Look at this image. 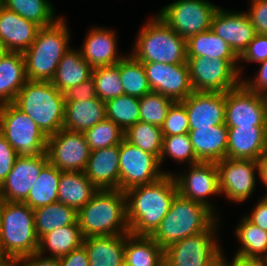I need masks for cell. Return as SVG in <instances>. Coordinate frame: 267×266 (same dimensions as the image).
<instances>
[{
	"instance_id": "6da1fadb",
	"label": "cell",
	"mask_w": 267,
	"mask_h": 266,
	"mask_svg": "<svg viewBox=\"0 0 267 266\" xmlns=\"http://www.w3.org/2000/svg\"><path fill=\"white\" fill-rule=\"evenodd\" d=\"M177 193L178 188L173 174H166L153 183L126 190L130 234L151 236L167 215Z\"/></svg>"
},
{
	"instance_id": "7a4b0ae2",
	"label": "cell",
	"mask_w": 267,
	"mask_h": 266,
	"mask_svg": "<svg viewBox=\"0 0 267 266\" xmlns=\"http://www.w3.org/2000/svg\"><path fill=\"white\" fill-rule=\"evenodd\" d=\"M77 213L83 238L130 233L126 195L119 189L98 190Z\"/></svg>"
},
{
	"instance_id": "3957f363",
	"label": "cell",
	"mask_w": 267,
	"mask_h": 266,
	"mask_svg": "<svg viewBox=\"0 0 267 266\" xmlns=\"http://www.w3.org/2000/svg\"><path fill=\"white\" fill-rule=\"evenodd\" d=\"M216 221L219 222L218 216L209 208L178 192L167 215L150 237L164 250L186 237L207 231Z\"/></svg>"
},
{
	"instance_id": "277c9868",
	"label": "cell",
	"mask_w": 267,
	"mask_h": 266,
	"mask_svg": "<svg viewBox=\"0 0 267 266\" xmlns=\"http://www.w3.org/2000/svg\"><path fill=\"white\" fill-rule=\"evenodd\" d=\"M14 104L27 114L47 136L63 128L65 98L51 81L28 80Z\"/></svg>"
},
{
	"instance_id": "5b68a950",
	"label": "cell",
	"mask_w": 267,
	"mask_h": 266,
	"mask_svg": "<svg viewBox=\"0 0 267 266\" xmlns=\"http://www.w3.org/2000/svg\"><path fill=\"white\" fill-rule=\"evenodd\" d=\"M69 29L61 17L48 27H41L35 41L23 53L28 80L51 81L63 55L70 49Z\"/></svg>"
},
{
	"instance_id": "8992f818",
	"label": "cell",
	"mask_w": 267,
	"mask_h": 266,
	"mask_svg": "<svg viewBox=\"0 0 267 266\" xmlns=\"http://www.w3.org/2000/svg\"><path fill=\"white\" fill-rule=\"evenodd\" d=\"M1 221L0 258L20 259L38 251L33 209L24 202L1 200Z\"/></svg>"
},
{
	"instance_id": "52a82bcc",
	"label": "cell",
	"mask_w": 267,
	"mask_h": 266,
	"mask_svg": "<svg viewBox=\"0 0 267 266\" xmlns=\"http://www.w3.org/2000/svg\"><path fill=\"white\" fill-rule=\"evenodd\" d=\"M138 32L130 54L140 61L165 64L187 62L186 39L179 36L158 15L149 19Z\"/></svg>"
},
{
	"instance_id": "ba28073f",
	"label": "cell",
	"mask_w": 267,
	"mask_h": 266,
	"mask_svg": "<svg viewBox=\"0 0 267 266\" xmlns=\"http://www.w3.org/2000/svg\"><path fill=\"white\" fill-rule=\"evenodd\" d=\"M0 133L18 155L46 153L47 136L14 103L0 105Z\"/></svg>"
},
{
	"instance_id": "9c48e42d",
	"label": "cell",
	"mask_w": 267,
	"mask_h": 266,
	"mask_svg": "<svg viewBox=\"0 0 267 266\" xmlns=\"http://www.w3.org/2000/svg\"><path fill=\"white\" fill-rule=\"evenodd\" d=\"M238 61L239 59H209L204 56L187 57L193 90L226 93L236 88L242 81L243 71V66H237Z\"/></svg>"
},
{
	"instance_id": "30bf717a",
	"label": "cell",
	"mask_w": 267,
	"mask_h": 266,
	"mask_svg": "<svg viewBox=\"0 0 267 266\" xmlns=\"http://www.w3.org/2000/svg\"><path fill=\"white\" fill-rule=\"evenodd\" d=\"M216 221L207 231L186 237L164 249V266H209L221 254Z\"/></svg>"
},
{
	"instance_id": "8fae6325",
	"label": "cell",
	"mask_w": 267,
	"mask_h": 266,
	"mask_svg": "<svg viewBox=\"0 0 267 266\" xmlns=\"http://www.w3.org/2000/svg\"><path fill=\"white\" fill-rule=\"evenodd\" d=\"M218 8L208 0H177L161 8L157 15L179 36L187 39L210 30Z\"/></svg>"
},
{
	"instance_id": "7c38bea8",
	"label": "cell",
	"mask_w": 267,
	"mask_h": 266,
	"mask_svg": "<svg viewBox=\"0 0 267 266\" xmlns=\"http://www.w3.org/2000/svg\"><path fill=\"white\" fill-rule=\"evenodd\" d=\"M119 190L150 184L170 172L162 171L159 159L129 143L125 138L119 145Z\"/></svg>"
},
{
	"instance_id": "4fadbf2b",
	"label": "cell",
	"mask_w": 267,
	"mask_h": 266,
	"mask_svg": "<svg viewBox=\"0 0 267 266\" xmlns=\"http://www.w3.org/2000/svg\"><path fill=\"white\" fill-rule=\"evenodd\" d=\"M46 153L49 162L60 171L84 172L90 149L84 133L62 128L47 137Z\"/></svg>"
},
{
	"instance_id": "5bb4252c",
	"label": "cell",
	"mask_w": 267,
	"mask_h": 266,
	"mask_svg": "<svg viewBox=\"0 0 267 266\" xmlns=\"http://www.w3.org/2000/svg\"><path fill=\"white\" fill-rule=\"evenodd\" d=\"M227 127L267 125V96L249 90L242 82L225 93Z\"/></svg>"
},
{
	"instance_id": "9a60e30c",
	"label": "cell",
	"mask_w": 267,
	"mask_h": 266,
	"mask_svg": "<svg viewBox=\"0 0 267 266\" xmlns=\"http://www.w3.org/2000/svg\"><path fill=\"white\" fill-rule=\"evenodd\" d=\"M220 194L229 201L245 202L255 191L256 174L259 177L257 160L224 158L217 161ZM257 170V171H255Z\"/></svg>"
},
{
	"instance_id": "2e32d148",
	"label": "cell",
	"mask_w": 267,
	"mask_h": 266,
	"mask_svg": "<svg viewBox=\"0 0 267 266\" xmlns=\"http://www.w3.org/2000/svg\"><path fill=\"white\" fill-rule=\"evenodd\" d=\"M188 166V173L181 172L178 176L173 173L178 192L182 196L206 206L216 215V210L208 199L209 195L220 193L216 162H199Z\"/></svg>"
},
{
	"instance_id": "e0dca14e",
	"label": "cell",
	"mask_w": 267,
	"mask_h": 266,
	"mask_svg": "<svg viewBox=\"0 0 267 266\" xmlns=\"http://www.w3.org/2000/svg\"><path fill=\"white\" fill-rule=\"evenodd\" d=\"M152 92L167 96L175 102L185 100L194 90L187 62L184 64L143 63Z\"/></svg>"
},
{
	"instance_id": "ac0fdd59",
	"label": "cell",
	"mask_w": 267,
	"mask_h": 266,
	"mask_svg": "<svg viewBox=\"0 0 267 266\" xmlns=\"http://www.w3.org/2000/svg\"><path fill=\"white\" fill-rule=\"evenodd\" d=\"M49 162L47 153L40 155H19L0 185V199L8 202H23L42 168Z\"/></svg>"
},
{
	"instance_id": "d6986e66",
	"label": "cell",
	"mask_w": 267,
	"mask_h": 266,
	"mask_svg": "<svg viewBox=\"0 0 267 266\" xmlns=\"http://www.w3.org/2000/svg\"><path fill=\"white\" fill-rule=\"evenodd\" d=\"M211 29L230 45L238 57L256 35L247 12H233L220 7L212 18Z\"/></svg>"
},
{
	"instance_id": "ffe728a7",
	"label": "cell",
	"mask_w": 267,
	"mask_h": 266,
	"mask_svg": "<svg viewBox=\"0 0 267 266\" xmlns=\"http://www.w3.org/2000/svg\"><path fill=\"white\" fill-rule=\"evenodd\" d=\"M189 129L225 124V93L193 91L185 100Z\"/></svg>"
},
{
	"instance_id": "44dd1931",
	"label": "cell",
	"mask_w": 267,
	"mask_h": 266,
	"mask_svg": "<svg viewBox=\"0 0 267 266\" xmlns=\"http://www.w3.org/2000/svg\"><path fill=\"white\" fill-rule=\"evenodd\" d=\"M227 128L226 158L258 160L267 148V125Z\"/></svg>"
},
{
	"instance_id": "7402d4cb",
	"label": "cell",
	"mask_w": 267,
	"mask_h": 266,
	"mask_svg": "<svg viewBox=\"0 0 267 266\" xmlns=\"http://www.w3.org/2000/svg\"><path fill=\"white\" fill-rule=\"evenodd\" d=\"M41 27L15 12L0 7V41L8 52L24 53Z\"/></svg>"
},
{
	"instance_id": "603a6c76",
	"label": "cell",
	"mask_w": 267,
	"mask_h": 266,
	"mask_svg": "<svg viewBox=\"0 0 267 266\" xmlns=\"http://www.w3.org/2000/svg\"><path fill=\"white\" fill-rule=\"evenodd\" d=\"M119 161V145L92 150L84 173L98 190L119 189Z\"/></svg>"
},
{
	"instance_id": "cb8c5ba5",
	"label": "cell",
	"mask_w": 267,
	"mask_h": 266,
	"mask_svg": "<svg viewBox=\"0 0 267 266\" xmlns=\"http://www.w3.org/2000/svg\"><path fill=\"white\" fill-rule=\"evenodd\" d=\"M87 34L80 52L92 68L117 64L124 57L117 53V36L111 28L94 27Z\"/></svg>"
},
{
	"instance_id": "d4e9b609",
	"label": "cell",
	"mask_w": 267,
	"mask_h": 266,
	"mask_svg": "<svg viewBox=\"0 0 267 266\" xmlns=\"http://www.w3.org/2000/svg\"><path fill=\"white\" fill-rule=\"evenodd\" d=\"M188 135L201 162H217L226 158L228 128L225 124L189 130Z\"/></svg>"
},
{
	"instance_id": "484cf974",
	"label": "cell",
	"mask_w": 267,
	"mask_h": 266,
	"mask_svg": "<svg viewBox=\"0 0 267 266\" xmlns=\"http://www.w3.org/2000/svg\"><path fill=\"white\" fill-rule=\"evenodd\" d=\"M106 118V104L98 97L85 101H65L63 128L84 133Z\"/></svg>"
},
{
	"instance_id": "4316f807",
	"label": "cell",
	"mask_w": 267,
	"mask_h": 266,
	"mask_svg": "<svg viewBox=\"0 0 267 266\" xmlns=\"http://www.w3.org/2000/svg\"><path fill=\"white\" fill-rule=\"evenodd\" d=\"M124 235L91 236L83 238L89 266H123Z\"/></svg>"
},
{
	"instance_id": "83f0119b",
	"label": "cell",
	"mask_w": 267,
	"mask_h": 266,
	"mask_svg": "<svg viewBox=\"0 0 267 266\" xmlns=\"http://www.w3.org/2000/svg\"><path fill=\"white\" fill-rule=\"evenodd\" d=\"M27 81L23 53L7 52L0 61V105L14 103Z\"/></svg>"
},
{
	"instance_id": "f1b7e54d",
	"label": "cell",
	"mask_w": 267,
	"mask_h": 266,
	"mask_svg": "<svg viewBox=\"0 0 267 266\" xmlns=\"http://www.w3.org/2000/svg\"><path fill=\"white\" fill-rule=\"evenodd\" d=\"M92 70L90 64L82 57L80 49L70 47L60 60L51 83L64 93L90 78Z\"/></svg>"
},
{
	"instance_id": "f546056e",
	"label": "cell",
	"mask_w": 267,
	"mask_h": 266,
	"mask_svg": "<svg viewBox=\"0 0 267 266\" xmlns=\"http://www.w3.org/2000/svg\"><path fill=\"white\" fill-rule=\"evenodd\" d=\"M98 188L84 172L61 171L58 186V202L75 208L77 211L86 205Z\"/></svg>"
},
{
	"instance_id": "4dcf8cb0",
	"label": "cell",
	"mask_w": 267,
	"mask_h": 266,
	"mask_svg": "<svg viewBox=\"0 0 267 266\" xmlns=\"http://www.w3.org/2000/svg\"><path fill=\"white\" fill-rule=\"evenodd\" d=\"M123 265L164 266V250L150 236L125 234Z\"/></svg>"
},
{
	"instance_id": "1f68e13d",
	"label": "cell",
	"mask_w": 267,
	"mask_h": 266,
	"mask_svg": "<svg viewBox=\"0 0 267 266\" xmlns=\"http://www.w3.org/2000/svg\"><path fill=\"white\" fill-rule=\"evenodd\" d=\"M78 213L73 207L55 202L34 209V225L39 240L47 233L68 225H78Z\"/></svg>"
},
{
	"instance_id": "d6a6232c",
	"label": "cell",
	"mask_w": 267,
	"mask_h": 266,
	"mask_svg": "<svg viewBox=\"0 0 267 266\" xmlns=\"http://www.w3.org/2000/svg\"><path fill=\"white\" fill-rule=\"evenodd\" d=\"M187 57L204 56L209 59H239L230 45L212 30L192 35L186 39Z\"/></svg>"
},
{
	"instance_id": "836d02e7",
	"label": "cell",
	"mask_w": 267,
	"mask_h": 266,
	"mask_svg": "<svg viewBox=\"0 0 267 266\" xmlns=\"http://www.w3.org/2000/svg\"><path fill=\"white\" fill-rule=\"evenodd\" d=\"M83 243V237L79 225H68L45 234L39 240L38 253L48 257H63L72 250L79 248Z\"/></svg>"
},
{
	"instance_id": "e575fe53",
	"label": "cell",
	"mask_w": 267,
	"mask_h": 266,
	"mask_svg": "<svg viewBox=\"0 0 267 266\" xmlns=\"http://www.w3.org/2000/svg\"><path fill=\"white\" fill-rule=\"evenodd\" d=\"M61 171L48 162L41 170L27 198L23 201L31 209L58 202Z\"/></svg>"
},
{
	"instance_id": "d590c367",
	"label": "cell",
	"mask_w": 267,
	"mask_h": 266,
	"mask_svg": "<svg viewBox=\"0 0 267 266\" xmlns=\"http://www.w3.org/2000/svg\"><path fill=\"white\" fill-rule=\"evenodd\" d=\"M234 232L242 246L235 255L267 259V231L244 216Z\"/></svg>"
},
{
	"instance_id": "8d00e7d4",
	"label": "cell",
	"mask_w": 267,
	"mask_h": 266,
	"mask_svg": "<svg viewBox=\"0 0 267 266\" xmlns=\"http://www.w3.org/2000/svg\"><path fill=\"white\" fill-rule=\"evenodd\" d=\"M3 7L40 27L51 26L61 18L55 16L54 6L49 0H3Z\"/></svg>"
},
{
	"instance_id": "74e56055",
	"label": "cell",
	"mask_w": 267,
	"mask_h": 266,
	"mask_svg": "<svg viewBox=\"0 0 267 266\" xmlns=\"http://www.w3.org/2000/svg\"><path fill=\"white\" fill-rule=\"evenodd\" d=\"M119 73L125 95L141 98L152 92L143 63L131 54L119 61Z\"/></svg>"
},
{
	"instance_id": "f35d334b",
	"label": "cell",
	"mask_w": 267,
	"mask_h": 266,
	"mask_svg": "<svg viewBox=\"0 0 267 266\" xmlns=\"http://www.w3.org/2000/svg\"><path fill=\"white\" fill-rule=\"evenodd\" d=\"M124 138L145 152L160 158L163 147L161 127L138 121L125 131Z\"/></svg>"
},
{
	"instance_id": "ab89813d",
	"label": "cell",
	"mask_w": 267,
	"mask_h": 266,
	"mask_svg": "<svg viewBox=\"0 0 267 266\" xmlns=\"http://www.w3.org/2000/svg\"><path fill=\"white\" fill-rule=\"evenodd\" d=\"M106 118L112 120L124 132L140 121L139 98L121 95L106 103Z\"/></svg>"
},
{
	"instance_id": "60d3db41",
	"label": "cell",
	"mask_w": 267,
	"mask_h": 266,
	"mask_svg": "<svg viewBox=\"0 0 267 266\" xmlns=\"http://www.w3.org/2000/svg\"><path fill=\"white\" fill-rule=\"evenodd\" d=\"M92 77L95 81L96 95L105 103L124 95L119 73V62L114 65L93 68Z\"/></svg>"
},
{
	"instance_id": "b9f144b4",
	"label": "cell",
	"mask_w": 267,
	"mask_h": 266,
	"mask_svg": "<svg viewBox=\"0 0 267 266\" xmlns=\"http://www.w3.org/2000/svg\"><path fill=\"white\" fill-rule=\"evenodd\" d=\"M90 151L120 145L125 132L112 120L105 118L84 132Z\"/></svg>"
},
{
	"instance_id": "7bdbcfd3",
	"label": "cell",
	"mask_w": 267,
	"mask_h": 266,
	"mask_svg": "<svg viewBox=\"0 0 267 266\" xmlns=\"http://www.w3.org/2000/svg\"><path fill=\"white\" fill-rule=\"evenodd\" d=\"M174 103L172 99L156 92L145 94L139 98L140 121L161 127Z\"/></svg>"
},
{
	"instance_id": "ee69618b",
	"label": "cell",
	"mask_w": 267,
	"mask_h": 266,
	"mask_svg": "<svg viewBox=\"0 0 267 266\" xmlns=\"http://www.w3.org/2000/svg\"><path fill=\"white\" fill-rule=\"evenodd\" d=\"M166 156L171 157L180 164L187 162L192 165L201 162L196 157L188 133L163 136L162 153L159 158L160 165Z\"/></svg>"
},
{
	"instance_id": "f6af8a7d",
	"label": "cell",
	"mask_w": 267,
	"mask_h": 266,
	"mask_svg": "<svg viewBox=\"0 0 267 266\" xmlns=\"http://www.w3.org/2000/svg\"><path fill=\"white\" fill-rule=\"evenodd\" d=\"M189 130L186 108L181 102H175L161 125L162 134L163 136L186 134Z\"/></svg>"
},
{
	"instance_id": "bcb514c9",
	"label": "cell",
	"mask_w": 267,
	"mask_h": 266,
	"mask_svg": "<svg viewBox=\"0 0 267 266\" xmlns=\"http://www.w3.org/2000/svg\"><path fill=\"white\" fill-rule=\"evenodd\" d=\"M267 59V35L256 34L249 43L247 49L239 57L240 60L247 62L261 63Z\"/></svg>"
},
{
	"instance_id": "7dc6e473",
	"label": "cell",
	"mask_w": 267,
	"mask_h": 266,
	"mask_svg": "<svg viewBox=\"0 0 267 266\" xmlns=\"http://www.w3.org/2000/svg\"><path fill=\"white\" fill-rule=\"evenodd\" d=\"M247 12L256 34L267 35V0H250Z\"/></svg>"
},
{
	"instance_id": "c3c4849f",
	"label": "cell",
	"mask_w": 267,
	"mask_h": 266,
	"mask_svg": "<svg viewBox=\"0 0 267 266\" xmlns=\"http://www.w3.org/2000/svg\"><path fill=\"white\" fill-rule=\"evenodd\" d=\"M18 156L7 139L0 133V185L12 170Z\"/></svg>"
},
{
	"instance_id": "681fc988",
	"label": "cell",
	"mask_w": 267,
	"mask_h": 266,
	"mask_svg": "<svg viewBox=\"0 0 267 266\" xmlns=\"http://www.w3.org/2000/svg\"><path fill=\"white\" fill-rule=\"evenodd\" d=\"M65 101H85L97 97L94 78L91 76L77 86L69 88L64 93Z\"/></svg>"
},
{
	"instance_id": "f907efd6",
	"label": "cell",
	"mask_w": 267,
	"mask_h": 266,
	"mask_svg": "<svg viewBox=\"0 0 267 266\" xmlns=\"http://www.w3.org/2000/svg\"><path fill=\"white\" fill-rule=\"evenodd\" d=\"M260 64V69L254 79L242 78L241 81L249 90L267 96V59ZM246 79V80H245Z\"/></svg>"
},
{
	"instance_id": "816d5d0a",
	"label": "cell",
	"mask_w": 267,
	"mask_h": 266,
	"mask_svg": "<svg viewBox=\"0 0 267 266\" xmlns=\"http://www.w3.org/2000/svg\"><path fill=\"white\" fill-rule=\"evenodd\" d=\"M252 223L267 231V196L264 195L262 199L252 209L250 215H245Z\"/></svg>"
},
{
	"instance_id": "f5cc1de1",
	"label": "cell",
	"mask_w": 267,
	"mask_h": 266,
	"mask_svg": "<svg viewBox=\"0 0 267 266\" xmlns=\"http://www.w3.org/2000/svg\"><path fill=\"white\" fill-rule=\"evenodd\" d=\"M38 252L21 257L20 266H61L60 259L57 257H48Z\"/></svg>"
},
{
	"instance_id": "db71d44e",
	"label": "cell",
	"mask_w": 267,
	"mask_h": 266,
	"mask_svg": "<svg viewBox=\"0 0 267 266\" xmlns=\"http://www.w3.org/2000/svg\"><path fill=\"white\" fill-rule=\"evenodd\" d=\"M59 259L61 266H89L88 254L83 245Z\"/></svg>"
},
{
	"instance_id": "11a10c76",
	"label": "cell",
	"mask_w": 267,
	"mask_h": 266,
	"mask_svg": "<svg viewBox=\"0 0 267 266\" xmlns=\"http://www.w3.org/2000/svg\"><path fill=\"white\" fill-rule=\"evenodd\" d=\"M226 266H267V259L235 255L232 262L226 259Z\"/></svg>"
},
{
	"instance_id": "9f6ffc18",
	"label": "cell",
	"mask_w": 267,
	"mask_h": 266,
	"mask_svg": "<svg viewBox=\"0 0 267 266\" xmlns=\"http://www.w3.org/2000/svg\"><path fill=\"white\" fill-rule=\"evenodd\" d=\"M258 165H259V177L260 181L262 182L263 186L267 189V148L264 150L262 155L259 157ZM267 195V193H265Z\"/></svg>"
},
{
	"instance_id": "6f0895ef",
	"label": "cell",
	"mask_w": 267,
	"mask_h": 266,
	"mask_svg": "<svg viewBox=\"0 0 267 266\" xmlns=\"http://www.w3.org/2000/svg\"><path fill=\"white\" fill-rule=\"evenodd\" d=\"M0 266H20L18 259L0 258Z\"/></svg>"
},
{
	"instance_id": "680465c9",
	"label": "cell",
	"mask_w": 267,
	"mask_h": 266,
	"mask_svg": "<svg viewBox=\"0 0 267 266\" xmlns=\"http://www.w3.org/2000/svg\"><path fill=\"white\" fill-rule=\"evenodd\" d=\"M224 252L209 266H226V258L223 255Z\"/></svg>"
},
{
	"instance_id": "91938a15",
	"label": "cell",
	"mask_w": 267,
	"mask_h": 266,
	"mask_svg": "<svg viewBox=\"0 0 267 266\" xmlns=\"http://www.w3.org/2000/svg\"><path fill=\"white\" fill-rule=\"evenodd\" d=\"M7 52H8V50L4 47V45L0 41V61L6 55Z\"/></svg>"
},
{
	"instance_id": "94428289",
	"label": "cell",
	"mask_w": 267,
	"mask_h": 266,
	"mask_svg": "<svg viewBox=\"0 0 267 266\" xmlns=\"http://www.w3.org/2000/svg\"><path fill=\"white\" fill-rule=\"evenodd\" d=\"M1 224L2 221H1V199H0V236H1Z\"/></svg>"
},
{
	"instance_id": "6125c7cd",
	"label": "cell",
	"mask_w": 267,
	"mask_h": 266,
	"mask_svg": "<svg viewBox=\"0 0 267 266\" xmlns=\"http://www.w3.org/2000/svg\"><path fill=\"white\" fill-rule=\"evenodd\" d=\"M3 6V0H0V7Z\"/></svg>"
}]
</instances>
